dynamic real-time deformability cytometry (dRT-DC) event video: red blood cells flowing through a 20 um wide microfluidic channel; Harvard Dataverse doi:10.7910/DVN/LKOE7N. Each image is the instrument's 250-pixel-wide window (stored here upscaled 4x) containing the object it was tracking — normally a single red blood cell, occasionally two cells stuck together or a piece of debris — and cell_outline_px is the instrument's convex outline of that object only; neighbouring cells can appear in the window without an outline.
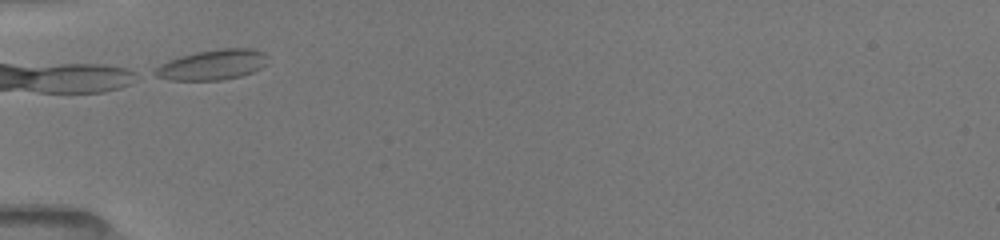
{"species": "common noctule bat (a hibernating species)", "species_latin": "Nyctalus noctula", "temperature_condition": "room temperature", "stored_images_in_passage": 5, "camera_frame_rate_fps": 3000, "um_per_image_px": 0.085, "animal": {"sex": "female", "body_mass_g": 19.5, "forearm_length_mm": 54.1}, "frame": {"image": 1, "passage_image": 1, "time_ms": 0.0, "image_size_px": [1000, 240], "cell_outline_px": [[268, 56], [264, 64], [260, 68], [252, 72], [240, 76], [220, 80], [168, 80], [156, 76], [148, 72], [160, 64], [168, 60], [180, 56], [196, 52], [220, 48], [252, 48], [264, 52]], "centroid_in_image_um": [17.99, 5.5], "position_along_channel_um": 67.0, "area_um2": 20.06}}
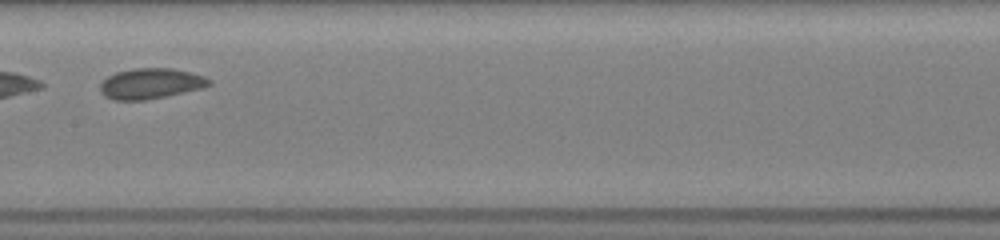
{"frame": {"image": 2, "passage_image": 4, "time_ms": 3.333, "image_size_px": [1000, 240], "cell_outline_px": [[212, 84], [204, 88], [144, 100], [116, 100], [104, 96], [100, 92], [100, 84], [108, 76], [116, 72], [132, 68], [172, 68], [204, 76], [212, 80]], "centroid_in_image_um": [12.81, 7.1], "position_along_channel_um": 194.6, "area_um2": 19.36}}
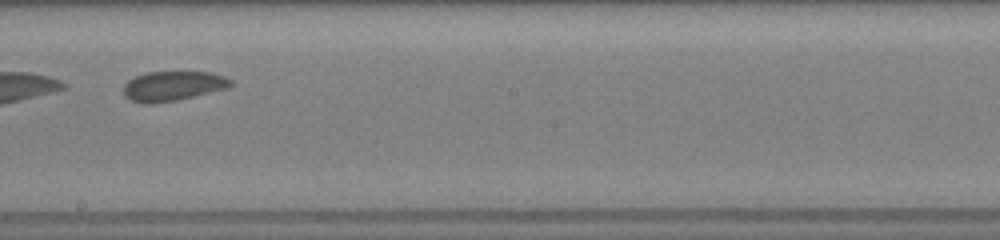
{"frame": {"image": 3, "passage_image": 5, "time_ms": 4.333, "image_size_px": [1000, 240], "cell_outline_px": [[232, 84], [228, 88], [176, 100], [152, 104], [144, 104], [128, 100], [124, 96], [124, 84], [128, 80], [144, 72], [212, 72], [224, 76], [232, 80]], "centroid_in_image_um": [14.66, 7.31], "position_along_channel_um": 233.5, "area_um2": 18.67}}